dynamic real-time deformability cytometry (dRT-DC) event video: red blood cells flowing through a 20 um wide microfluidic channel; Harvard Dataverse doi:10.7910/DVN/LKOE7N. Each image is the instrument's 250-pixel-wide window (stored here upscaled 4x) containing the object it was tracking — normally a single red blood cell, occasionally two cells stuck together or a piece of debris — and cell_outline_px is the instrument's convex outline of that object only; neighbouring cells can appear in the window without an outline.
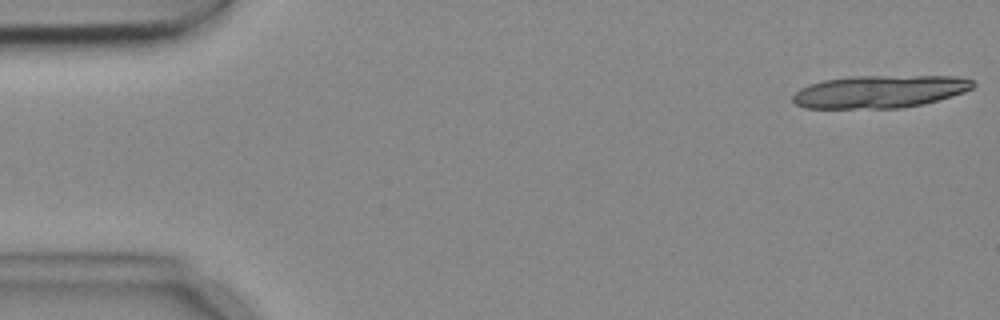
{"species": "common noctule bat (a hibernating species)", "species_latin": "Nyctalus noctula", "temperature_condition": "cold", "stored_images_in_passage": 7, "camera_frame_rate_fps": 3000, "um_per_image_px": 0.085, "animal": {"sex": "female", "body_mass_g": 18.4}, "frame": {"image": 1, "passage_image": 1, "time_ms": 0.0, "image_size_px": [1000, 320], "cell_outline_px": [[976, 84], [972, 88], [964, 92], [952, 96], [924, 104], [900, 108], [804, 108], [796, 104], [792, 100], [792, 96], [800, 88], [808, 84], [824, 80], [852, 76], [956, 76], [972, 80]], "centroid_in_image_um": [74.77, 7.78], "position_along_channel_um": 10.2, "area_um2": 34.39}}
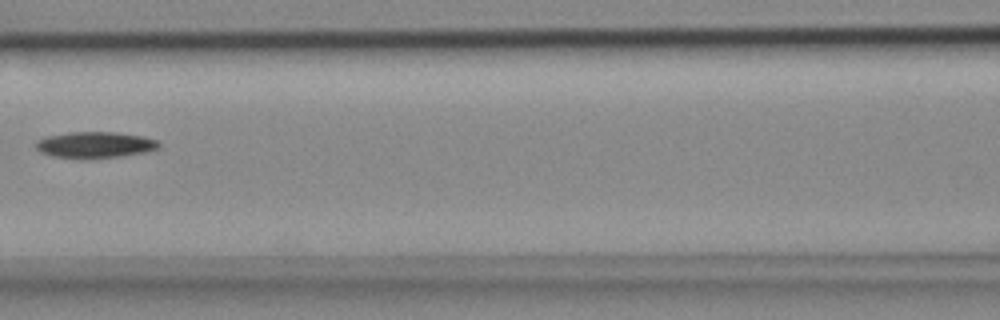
{"frame": {"image": 2, "passage_image": 6, "time_ms": 1.667, "image_size_px": [1000, 320], "cell_outline_px": [[160, 144], [156, 148], [144, 152], [120, 156], [92, 160], [52, 156], [40, 152], [36, 148], [36, 140], [48, 136], [68, 132], [116, 132], [144, 136], [156, 140]], "centroid_in_image_um": [8.04, 12.32], "position_along_channel_um": 158.6, "area_um2": 18.96}}
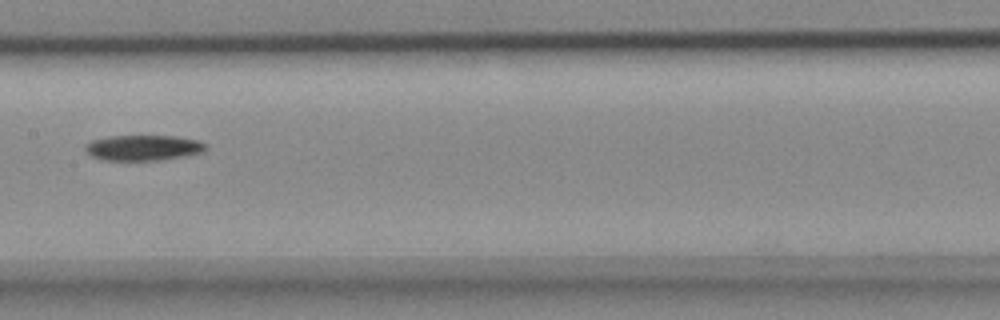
{"frame": {"image": 3, "passage_image": 7, "time_ms": 2.0, "image_size_px": [1000, 320], "cell_outline_px": [[208, 148], [204, 152], [184, 156], [160, 160], [104, 160], [92, 156], [84, 148], [84, 144], [92, 140], [108, 136], [176, 136], [196, 140], [208, 144]], "centroid_in_image_um": [12.2, 12.55], "position_along_channel_um": 195.2, "area_um2": 17.98}}